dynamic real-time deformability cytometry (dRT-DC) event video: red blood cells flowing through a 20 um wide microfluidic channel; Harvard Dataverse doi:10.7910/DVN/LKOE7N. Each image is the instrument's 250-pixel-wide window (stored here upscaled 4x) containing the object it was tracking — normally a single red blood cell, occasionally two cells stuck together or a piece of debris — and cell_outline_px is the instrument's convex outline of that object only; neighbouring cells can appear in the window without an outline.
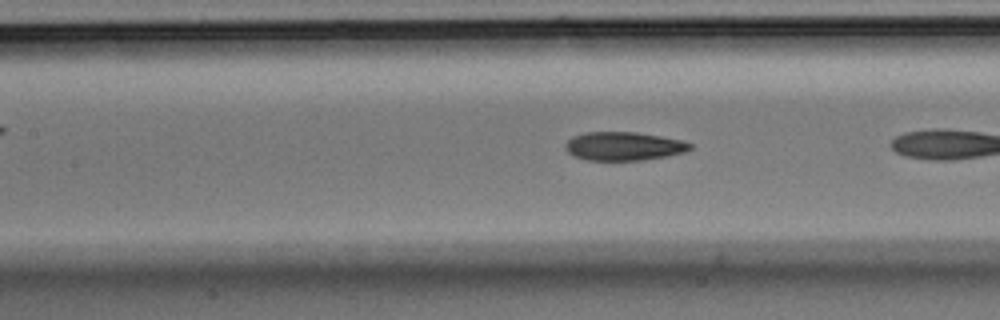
{"species": "Egyptian fruit bat (a non-hibernating species)", "species_latin": "Rousettus aegyptiacus", "temperature_condition": "room temperature", "stored_images_in_passage": 8, "camera_frame_rate_fps": 3000, "um_per_image_px": 0.085, "animal": {"sex": "male"}, "frame": {"image": 1, "passage_image": 7, "time_ms": 2.0, "image_size_px": [1000, 320], "cell_outline_px": [[692, 148], [684, 152], [668, 156], [640, 160], [588, 160], [572, 156], [564, 148], [564, 144], [572, 136], [584, 132], [636, 132], [660, 136], [680, 140], [692, 144]], "centroid_in_image_um": [52.97, 12.42], "position_along_channel_um": 154.4, "area_um2": 20.81}}